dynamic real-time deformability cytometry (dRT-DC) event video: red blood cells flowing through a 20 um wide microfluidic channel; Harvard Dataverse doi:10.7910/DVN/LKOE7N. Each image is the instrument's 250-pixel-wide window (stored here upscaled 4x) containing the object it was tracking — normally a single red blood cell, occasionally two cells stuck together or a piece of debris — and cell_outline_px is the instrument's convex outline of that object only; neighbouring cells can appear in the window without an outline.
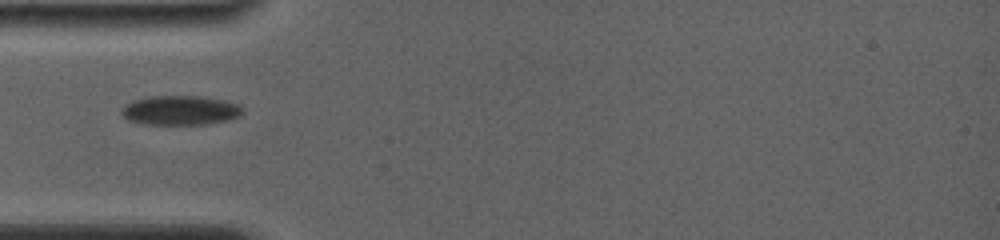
{"species": "common noctule bat (a hibernating species)", "species_latin": "Nyctalus noctula", "temperature_condition": "room temperature", "stored_images_in_passage": 49, "camera_frame_rate_fps": 4000, "um_per_image_px": 0.085, "animal": {"sex": "female", "body_mass_g": 19.0, "forearm_length_mm": 56.7}, "frame": {"image": 1, "passage_image": 1, "time_ms": 0.0, "image_size_px": [1000, 240], "cell_outline_px": [[244, 112], [240, 116], [228, 120], [208, 124], [144, 124], [128, 120], [120, 112], [120, 108], [124, 104], [132, 100], [152, 96], [200, 96], [224, 100], [240, 104]], "centroid_in_image_um": [15.32, 9.37], "position_along_channel_um": 69.7, "area_um2": 20.98}}
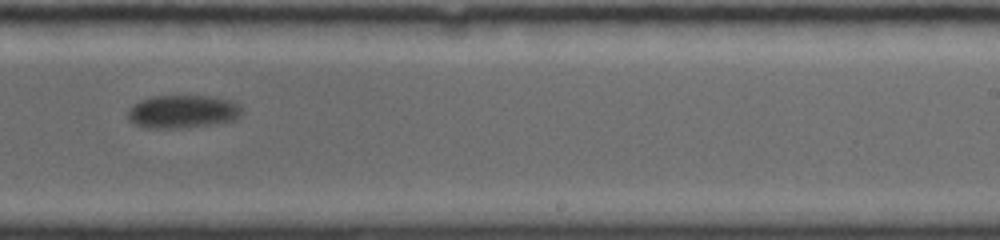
{"frame": {"image": 2, "passage_image": 21, "time_ms": 5.75, "image_size_px": [1000, 240], "cell_outline_px": [[240, 116], [236, 120], [180, 128], [148, 128], [136, 124], [128, 120], [128, 112], [140, 100], [152, 96], [208, 96], [232, 100], [240, 104]], "centroid_in_image_um": [15.54, 9.48], "position_along_channel_um": 273.5, "area_um2": 21.73}}
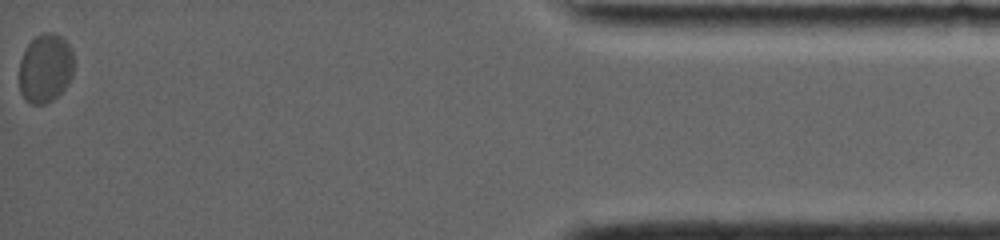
{"frame": {"image": 3, "passage_image": 49, "time_ms": 12.25, "image_size_px": [1000, 240], "cell_outline_px": [[72, 76], [68, 84], [52, 100], [44, 104], [32, 104], [24, 100], [20, 92], [20, 60], [28, 44], [36, 36], [44, 32], [52, 32], [60, 36], [72, 48]], "centroid_in_image_um": [3.84, 5.8], "position_along_channel_um": 431.4, "area_um2": 21.79}}